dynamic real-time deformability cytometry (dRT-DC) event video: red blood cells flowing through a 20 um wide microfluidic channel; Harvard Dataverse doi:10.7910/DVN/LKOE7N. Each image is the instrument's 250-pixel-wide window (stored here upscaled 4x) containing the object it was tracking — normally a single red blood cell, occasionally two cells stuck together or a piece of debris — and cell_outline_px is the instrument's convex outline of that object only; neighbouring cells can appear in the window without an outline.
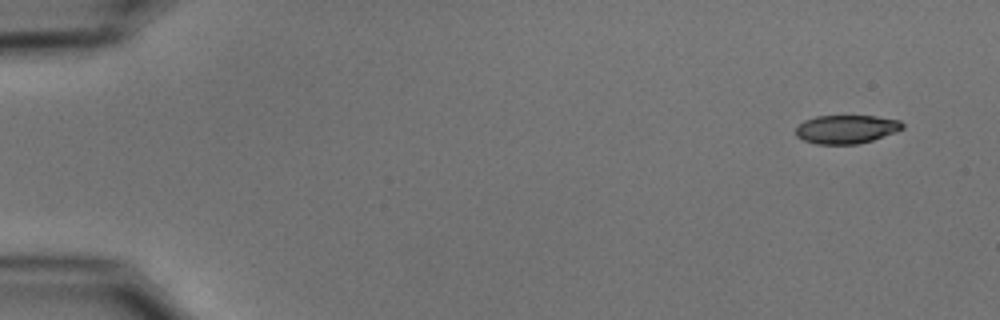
{"species": "common noctule bat (a hibernating species)", "species_latin": "Nyctalus noctula", "temperature_condition": "cold", "stored_images_in_passage": 51, "camera_frame_rate_fps": 3000, "um_per_image_px": 0.085, "animal": {"sex": "male", "body_mass_g": 15.6}, "frame": {"image": 1, "passage_image": 1, "time_ms": 0.0, "image_size_px": [1000, 320], "cell_outline_px": [[904, 128], [896, 132], [872, 140], [856, 144], [816, 144], [804, 140], [796, 136], [796, 128], [804, 120], [816, 116], [876, 116], [900, 120], [904, 124]], "centroid_in_image_um": [71.95, 10.98], "position_along_channel_um": 13.0, "area_um2": 17.74}}
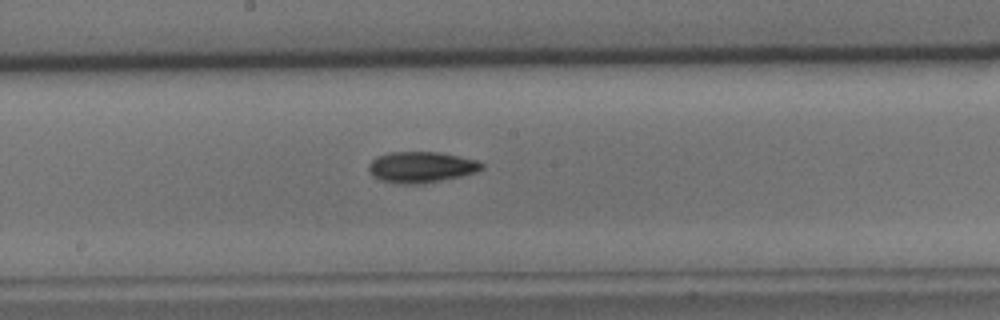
{"frame": {"image": 2, "passage_image": 27, "time_ms": 8.667, "image_size_px": [1000, 320], "cell_outline_px": [[484, 168], [476, 172], [460, 176], [424, 184], [400, 184], [380, 180], [372, 176], [368, 172], [368, 164], [376, 156], [388, 152], [440, 152], [476, 160], [484, 164]], "centroid_in_image_um": [35.76, 14.21], "position_along_channel_um": 212.4, "area_um2": 20.63}}
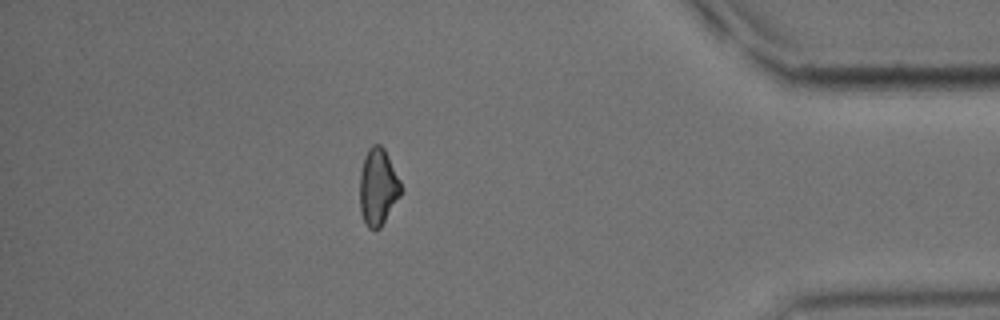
{"frame": {"image": 3, "passage_image": 45, "time_ms": 14.667, "image_size_px": [1000, 320], "cell_outline_px": [[404, 188], [400, 196], [380, 228], [368, 228], [360, 212], [360, 172], [364, 156], [368, 148], [372, 144], [380, 144], [384, 148]], "centroid_in_image_um": [32.13, 15.86], "position_along_channel_um": 403.1, "area_um2": 18.5}, "authors_computed_cell_mechanics": {"area_um2": 18.9584, "velocity_mm_per_s": 3.7746, "shape_relaxation_time_tau1_ms": 6.2114, "shape_relaxation_time_tau2_ms": 9.4705, "deformation_change_tau1": 0.1388, "deformation_change_tau2": 0.1657}}